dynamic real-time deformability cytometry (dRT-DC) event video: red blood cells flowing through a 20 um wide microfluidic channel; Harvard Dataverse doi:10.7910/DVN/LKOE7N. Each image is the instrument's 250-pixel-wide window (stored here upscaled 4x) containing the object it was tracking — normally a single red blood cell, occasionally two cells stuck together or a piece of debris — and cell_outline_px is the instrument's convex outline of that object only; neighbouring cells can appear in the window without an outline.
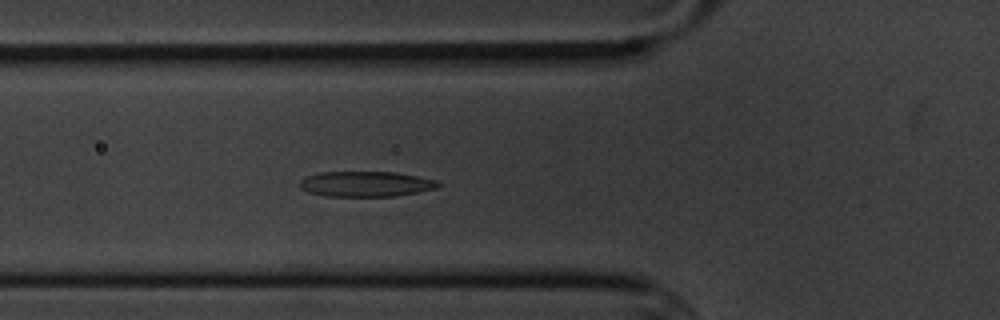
{"species": "common noctule bat (a hibernating species)", "species_latin": "Nyctalus noctula", "temperature_condition": "cold", "stored_images_in_passage": 3, "camera_frame_rate_fps": 3000, "um_per_image_px": 0.085, "animal": {"sex": "male", "body_mass_g": 20.1, "forearm_length_mm": 53.5}, "frame": {"image": 1, "passage_image": 3, "time_ms": 2.333, "image_size_px": [1000, 320], "cell_outline_px": [[444, 184], [436, 188], [396, 196], [324, 196], [308, 192], [300, 188], [300, 180], [308, 176], [320, 172], [396, 172], [436, 180]], "centroid_in_image_um": [31.1, 15.64], "position_along_channel_um": 94.7, "area_um2": 20.4}}